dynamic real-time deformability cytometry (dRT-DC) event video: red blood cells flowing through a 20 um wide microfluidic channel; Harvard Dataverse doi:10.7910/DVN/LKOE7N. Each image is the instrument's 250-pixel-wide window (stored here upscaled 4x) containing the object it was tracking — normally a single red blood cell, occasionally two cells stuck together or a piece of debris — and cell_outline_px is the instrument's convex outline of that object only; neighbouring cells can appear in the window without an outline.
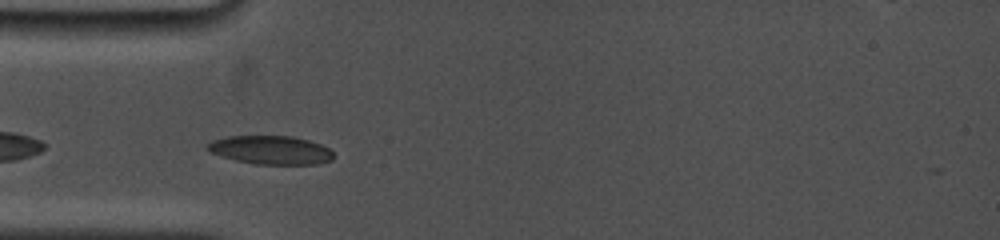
{"species": "common noctule bat (a hibernating species)", "species_latin": "Nyctalus noctula", "temperature_condition": "cold", "stored_images_in_passage": 22, "camera_frame_rate_fps": 5000, "um_per_image_px": 0.085, "animal": {"sex": "female", "body_mass_g": 19.0, "forearm_length_mm": 53.3}, "frame": {"image": 1, "passage_image": 2, "time_ms": 0.6, "image_size_px": [1000, 240], "cell_outline_px": [[332, 160], [316, 164], [256, 164], [236, 160], [220, 156], [204, 148], [212, 140], [228, 136], [292, 136], [308, 140], [320, 144], [328, 148], [332, 152]], "centroid_in_image_um": [22.99, 12.75], "position_along_channel_um": 62.0, "area_um2": 20.87}}
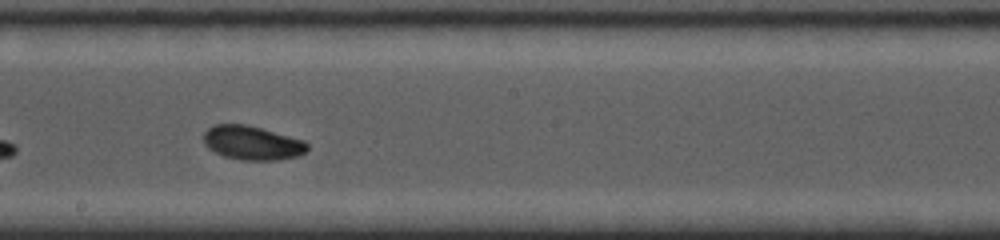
{"frame": {"image": 2, "passage_image": 10, "time_ms": 5.0, "image_size_px": [1000, 240], "cell_outline_px": [[308, 148], [300, 156], [280, 160], [240, 160], [224, 156], [208, 148], [204, 144], [204, 132], [208, 128], [216, 124], [244, 124], [260, 128], [304, 140], [308, 144]], "centroid_in_image_um": [21.44, 12.15], "position_along_channel_um": 226.8, "area_um2": 20.52}}
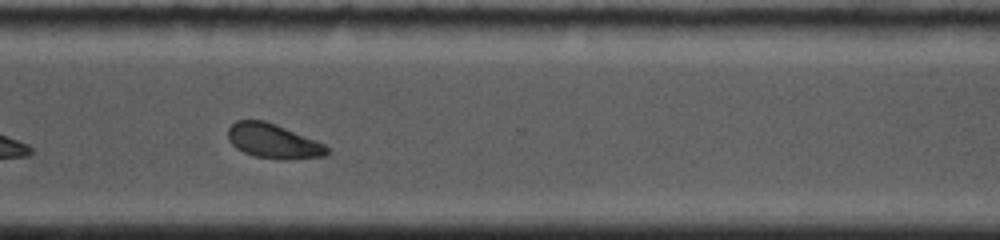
{"frame": {"image": 3, "passage_image": 16, "time_ms": 8.2, "image_size_px": [1000, 240], "cell_outline_px": [[328, 152], [324, 156], [288, 160], [280, 160], [256, 156], [244, 152], [236, 148], [228, 140], [228, 128], [236, 120], [264, 120], [276, 124], [316, 140], [324, 144], [328, 148]], "centroid_in_image_um": [23.22, 11.99], "position_along_channel_um": 347.4, "area_um2": 19.94}, "authors_computed_cell_mechanics": {"area_um2": 20.9525, "velocity_mm_per_s": 3.7597, "shape_relaxation_time_tau1_ms": 3.3583, "shape_relaxation_time_tau2_ms": 4.738, "deformation_change_tau1": 0.1204, "deformation_change_tau2": 0.0705}}